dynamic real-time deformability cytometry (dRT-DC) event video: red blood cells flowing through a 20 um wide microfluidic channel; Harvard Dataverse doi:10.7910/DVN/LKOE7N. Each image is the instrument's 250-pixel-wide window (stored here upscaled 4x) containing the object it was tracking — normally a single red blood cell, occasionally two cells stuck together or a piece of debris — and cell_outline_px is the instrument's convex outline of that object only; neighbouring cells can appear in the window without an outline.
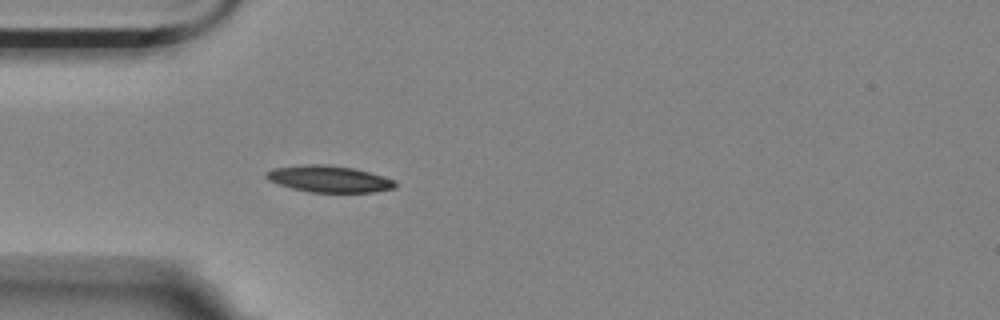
{"species": "Egyptian fruit bat (a non-hibernating species)", "species_latin": "Rousettus aegyptiacus", "temperature_condition": "room temperature", "stored_images_in_passage": 5, "camera_frame_rate_fps": 3000, "um_per_image_px": 0.085, "animal": {"sex": "female"}, "frame": {"image": 1, "passage_image": 5, "time_ms": 1.333, "image_size_px": [1000, 320], "cell_outline_px": [[396, 188], [372, 192], [308, 192], [292, 188], [268, 180], [264, 176], [264, 172], [272, 168], [308, 164], [328, 164], [352, 168], [368, 172], [396, 180]], "centroid_in_image_um": [27.94, 15.21], "position_along_channel_um": 57.1, "area_um2": 20.0}}